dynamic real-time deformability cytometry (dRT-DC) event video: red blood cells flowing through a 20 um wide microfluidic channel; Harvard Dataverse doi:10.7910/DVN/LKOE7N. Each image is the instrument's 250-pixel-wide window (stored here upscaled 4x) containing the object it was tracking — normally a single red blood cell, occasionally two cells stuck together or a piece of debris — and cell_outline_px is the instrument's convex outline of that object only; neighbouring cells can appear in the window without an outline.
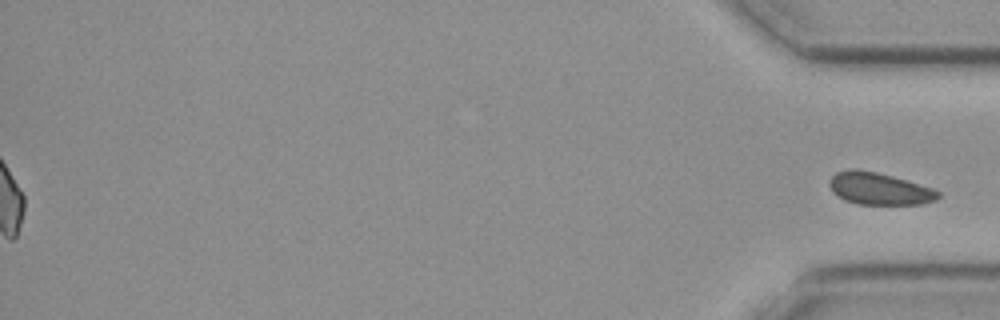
{"species": "common noctule bat (a hibernating species)", "species_latin": "Nyctalus noctula", "temperature_condition": "cold", "stored_images_in_passage": 41, "segment_of_instrument_passage": [2, 2], "camera_frame_rate_fps": 3000, "um_per_image_px": 0.085, "animal": {"sex": "female", "body_mass_g": 19.3, "forearm_length_mm": 54.1}, "frame": {"image": 1, "passage_image": 41, "time_ms": 13.333, "image_size_px": [1000, 320], "cell_outline_px": [[940, 196], [936, 200], [920, 204], [856, 204], [844, 200], [836, 196], [832, 192], [828, 184], [828, 180], [836, 172], [848, 168], [856, 168], [876, 172], [892, 176], [932, 188], [940, 192]], "centroid_in_image_um": [74.67, 16.03], "position_along_channel_um": 360.5, "area_um2": 20.52}}